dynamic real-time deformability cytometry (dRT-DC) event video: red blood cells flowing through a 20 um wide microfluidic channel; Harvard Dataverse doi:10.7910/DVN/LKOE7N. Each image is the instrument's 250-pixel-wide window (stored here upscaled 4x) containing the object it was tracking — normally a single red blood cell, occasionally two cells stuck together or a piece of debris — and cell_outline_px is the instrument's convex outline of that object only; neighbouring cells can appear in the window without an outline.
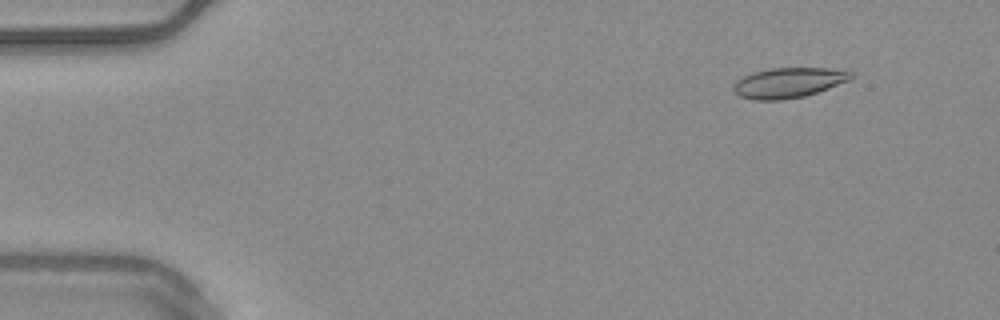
{"species": "common noctule bat (a hibernating species)", "species_latin": "Nyctalus noctula", "temperature_condition": "warm", "stored_images_in_passage": 55, "camera_frame_rate_fps": 3000, "um_per_image_px": 0.085, "animal": {"sex": "male", "body_mass_g": 20.4}, "frame": {"image": 1, "passage_image": 6, "time_ms": 1.667, "image_size_px": [1000, 320], "cell_outline_px": [[852, 76], [848, 80], [828, 88], [804, 96], [784, 100], [756, 100], [740, 96], [732, 88], [732, 84], [736, 80], [752, 72], [772, 68], [828, 68], [852, 72]], "centroid_in_image_um": [66.97, 7.03], "position_along_channel_um": 18.0, "area_um2": 20.46}}
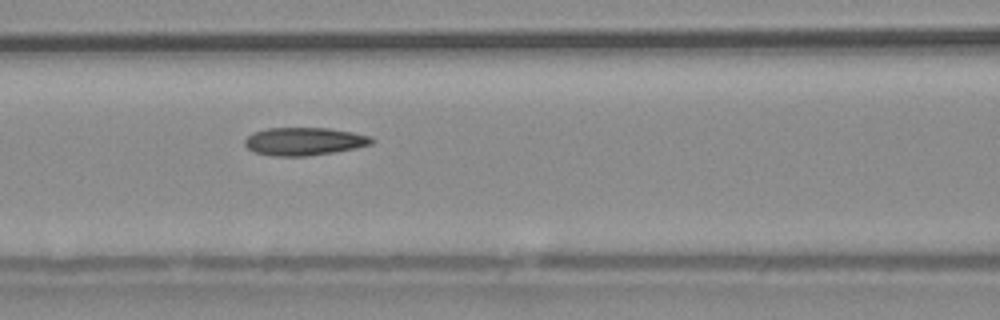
{"frame": {"image": 2, "passage_image": 24, "time_ms": 7.667, "image_size_px": [1000, 320], "cell_outline_px": [[376, 140], [372, 144], [356, 148], [308, 156], [272, 156], [256, 152], [248, 148], [244, 144], [244, 140], [252, 132], [268, 128], [328, 128], [352, 132], [372, 136]], "centroid_in_image_um": [25.87, 12.01], "position_along_channel_um": 140.7, "area_um2": 20.69}}
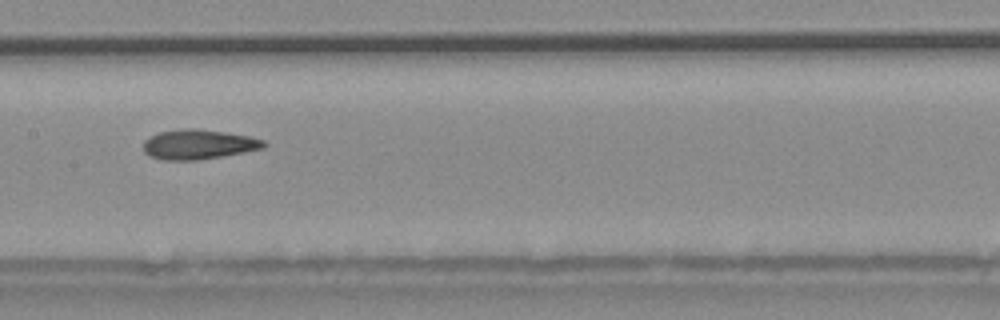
{"frame": {"image": 3, "passage_image": 28, "time_ms": 9.0, "image_size_px": [1000, 320], "cell_outline_px": [[268, 144], [264, 148], [244, 152], [196, 160], [164, 160], [148, 156], [144, 152], [144, 140], [160, 132], [188, 128], [196, 128], [224, 132], [248, 136], [264, 140]], "centroid_in_image_um": [16.87, 12.28], "position_along_channel_um": 190.5, "area_um2": 20.69}, "authors_computed_cell_mechanics": {"area_um2": 20.519, "velocity_mm_per_s": 3.7306, "shape_relaxation_time_tau1_ms": null, "shape_relaxation_time_tau2_ms": 2.8184, "deformation_change_tau1": null, "deformation_change_tau2": 0.0957}}